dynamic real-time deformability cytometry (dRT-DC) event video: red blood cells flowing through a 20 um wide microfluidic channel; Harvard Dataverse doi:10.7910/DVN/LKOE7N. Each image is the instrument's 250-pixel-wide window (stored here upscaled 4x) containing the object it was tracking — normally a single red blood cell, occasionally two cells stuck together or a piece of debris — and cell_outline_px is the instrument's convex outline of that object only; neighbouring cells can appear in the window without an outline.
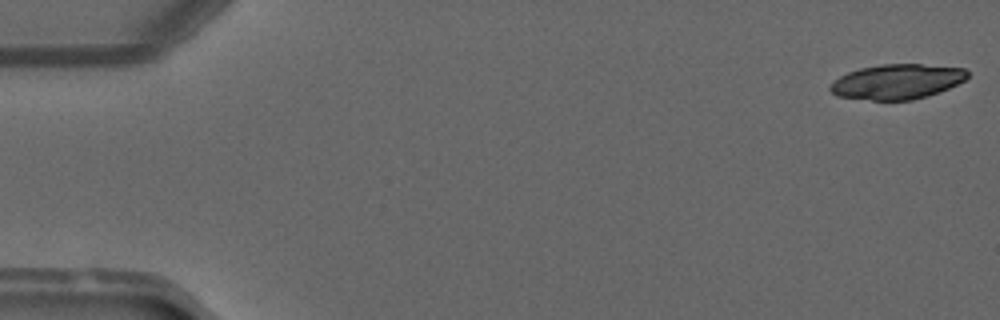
{"species": "common noctule bat (a hibernating species)", "species_latin": "Nyctalus noctula", "temperature_condition": "warm", "stored_images_in_passage": 48, "camera_frame_rate_fps": 3000, "um_per_image_px": 0.085, "animal": {"sex": "male", "forearm_length_mm": 52.5}, "frame": {"image": 1, "passage_image": 1, "time_ms": 0.0, "image_size_px": [1000, 320], "cell_outline_px": [[968, 76], [964, 80], [948, 88], [912, 100], [872, 100], [836, 96], [828, 88], [840, 76], [848, 72], [860, 68], [880, 64], [920, 64], [964, 68], [968, 72]], "centroid_in_image_um": [76.22, 6.93], "position_along_channel_um": 8.8, "area_um2": 27.63}}